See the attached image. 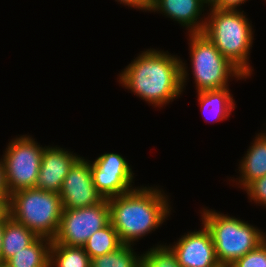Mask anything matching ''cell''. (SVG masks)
<instances>
[{
  "instance_id": "obj_1",
  "label": "cell",
  "mask_w": 266,
  "mask_h": 267,
  "mask_svg": "<svg viewBox=\"0 0 266 267\" xmlns=\"http://www.w3.org/2000/svg\"><path fill=\"white\" fill-rule=\"evenodd\" d=\"M187 71L178 56L150 48L127 65L118 79L122 87L160 108L180 97L188 79Z\"/></svg>"
},
{
  "instance_id": "obj_2",
  "label": "cell",
  "mask_w": 266,
  "mask_h": 267,
  "mask_svg": "<svg viewBox=\"0 0 266 267\" xmlns=\"http://www.w3.org/2000/svg\"><path fill=\"white\" fill-rule=\"evenodd\" d=\"M162 191L157 186H141L107 199L110 222L122 244L134 246L136 240L155 231L168 219L172 207L168 195Z\"/></svg>"
},
{
  "instance_id": "obj_3",
  "label": "cell",
  "mask_w": 266,
  "mask_h": 267,
  "mask_svg": "<svg viewBox=\"0 0 266 267\" xmlns=\"http://www.w3.org/2000/svg\"><path fill=\"white\" fill-rule=\"evenodd\" d=\"M208 8L210 13H207L202 34L245 76H251L249 55L254 37L252 24L244 11Z\"/></svg>"
},
{
  "instance_id": "obj_4",
  "label": "cell",
  "mask_w": 266,
  "mask_h": 267,
  "mask_svg": "<svg viewBox=\"0 0 266 267\" xmlns=\"http://www.w3.org/2000/svg\"><path fill=\"white\" fill-rule=\"evenodd\" d=\"M201 214L202 224L211 233L216 258L221 267H230L266 240V234L262 230L235 216L204 208Z\"/></svg>"
},
{
  "instance_id": "obj_5",
  "label": "cell",
  "mask_w": 266,
  "mask_h": 267,
  "mask_svg": "<svg viewBox=\"0 0 266 267\" xmlns=\"http://www.w3.org/2000/svg\"><path fill=\"white\" fill-rule=\"evenodd\" d=\"M60 195L39 188L21 189L10 194L6 213L36 236L53 240L62 216Z\"/></svg>"
},
{
  "instance_id": "obj_6",
  "label": "cell",
  "mask_w": 266,
  "mask_h": 267,
  "mask_svg": "<svg viewBox=\"0 0 266 267\" xmlns=\"http://www.w3.org/2000/svg\"><path fill=\"white\" fill-rule=\"evenodd\" d=\"M191 69L197 92L228 87L230 77L248 78L202 33H189Z\"/></svg>"
},
{
  "instance_id": "obj_7",
  "label": "cell",
  "mask_w": 266,
  "mask_h": 267,
  "mask_svg": "<svg viewBox=\"0 0 266 267\" xmlns=\"http://www.w3.org/2000/svg\"><path fill=\"white\" fill-rule=\"evenodd\" d=\"M44 147L31 136L12 139L1 158L10 194L36 185Z\"/></svg>"
},
{
  "instance_id": "obj_8",
  "label": "cell",
  "mask_w": 266,
  "mask_h": 267,
  "mask_svg": "<svg viewBox=\"0 0 266 267\" xmlns=\"http://www.w3.org/2000/svg\"><path fill=\"white\" fill-rule=\"evenodd\" d=\"M109 222L110 206L107 199L90 207L63 209L60 225L52 242L83 247L91 235Z\"/></svg>"
},
{
  "instance_id": "obj_9",
  "label": "cell",
  "mask_w": 266,
  "mask_h": 267,
  "mask_svg": "<svg viewBox=\"0 0 266 267\" xmlns=\"http://www.w3.org/2000/svg\"><path fill=\"white\" fill-rule=\"evenodd\" d=\"M63 209L90 207L103 198L92 180L90 160L80 157L70 168L59 192Z\"/></svg>"
},
{
  "instance_id": "obj_10",
  "label": "cell",
  "mask_w": 266,
  "mask_h": 267,
  "mask_svg": "<svg viewBox=\"0 0 266 267\" xmlns=\"http://www.w3.org/2000/svg\"><path fill=\"white\" fill-rule=\"evenodd\" d=\"M202 229L187 232L172 246L181 267H221L217 261L210 231L203 224Z\"/></svg>"
},
{
  "instance_id": "obj_11",
  "label": "cell",
  "mask_w": 266,
  "mask_h": 267,
  "mask_svg": "<svg viewBox=\"0 0 266 267\" xmlns=\"http://www.w3.org/2000/svg\"><path fill=\"white\" fill-rule=\"evenodd\" d=\"M79 158L60 146H44L35 188L59 194L65 177Z\"/></svg>"
},
{
  "instance_id": "obj_12",
  "label": "cell",
  "mask_w": 266,
  "mask_h": 267,
  "mask_svg": "<svg viewBox=\"0 0 266 267\" xmlns=\"http://www.w3.org/2000/svg\"><path fill=\"white\" fill-rule=\"evenodd\" d=\"M205 4L203 0H151L149 11L164 13L185 27L188 33H202L206 18L199 16L207 7Z\"/></svg>"
},
{
  "instance_id": "obj_13",
  "label": "cell",
  "mask_w": 266,
  "mask_h": 267,
  "mask_svg": "<svg viewBox=\"0 0 266 267\" xmlns=\"http://www.w3.org/2000/svg\"><path fill=\"white\" fill-rule=\"evenodd\" d=\"M238 167L240 177L236 178L239 182L237 185L245 189L255 179L266 176V134H256L251 146L242 157Z\"/></svg>"
},
{
  "instance_id": "obj_14",
  "label": "cell",
  "mask_w": 266,
  "mask_h": 267,
  "mask_svg": "<svg viewBox=\"0 0 266 267\" xmlns=\"http://www.w3.org/2000/svg\"><path fill=\"white\" fill-rule=\"evenodd\" d=\"M92 180L97 192L103 199H109L129 192L134 174H117V172L99 171L90 161Z\"/></svg>"
},
{
  "instance_id": "obj_15",
  "label": "cell",
  "mask_w": 266,
  "mask_h": 267,
  "mask_svg": "<svg viewBox=\"0 0 266 267\" xmlns=\"http://www.w3.org/2000/svg\"><path fill=\"white\" fill-rule=\"evenodd\" d=\"M198 102L202 112H210L213 122L223 121L230 117L233 109H235V100L230 94L229 87L218 90H205L197 92ZM207 114V113H205ZM204 114V115H205ZM211 117V119H212ZM210 119L205 121H208ZM212 121V120H211Z\"/></svg>"
},
{
  "instance_id": "obj_16",
  "label": "cell",
  "mask_w": 266,
  "mask_h": 267,
  "mask_svg": "<svg viewBox=\"0 0 266 267\" xmlns=\"http://www.w3.org/2000/svg\"><path fill=\"white\" fill-rule=\"evenodd\" d=\"M52 240L37 237L29 246L9 258L8 267H49Z\"/></svg>"
},
{
  "instance_id": "obj_17",
  "label": "cell",
  "mask_w": 266,
  "mask_h": 267,
  "mask_svg": "<svg viewBox=\"0 0 266 267\" xmlns=\"http://www.w3.org/2000/svg\"><path fill=\"white\" fill-rule=\"evenodd\" d=\"M37 237L38 236H36L26 226L16 222L6 213L5 231L2 241L3 263H5L15 253L29 246Z\"/></svg>"
},
{
  "instance_id": "obj_18",
  "label": "cell",
  "mask_w": 266,
  "mask_h": 267,
  "mask_svg": "<svg viewBox=\"0 0 266 267\" xmlns=\"http://www.w3.org/2000/svg\"><path fill=\"white\" fill-rule=\"evenodd\" d=\"M91 261L83 247L51 243L49 267H91Z\"/></svg>"
},
{
  "instance_id": "obj_19",
  "label": "cell",
  "mask_w": 266,
  "mask_h": 267,
  "mask_svg": "<svg viewBox=\"0 0 266 267\" xmlns=\"http://www.w3.org/2000/svg\"><path fill=\"white\" fill-rule=\"evenodd\" d=\"M123 244L111 222L89 237L83 248L91 259L114 252Z\"/></svg>"
},
{
  "instance_id": "obj_20",
  "label": "cell",
  "mask_w": 266,
  "mask_h": 267,
  "mask_svg": "<svg viewBox=\"0 0 266 267\" xmlns=\"http://www.w3.org/2000/svg\"><path fill=\"white\" fill-rule=\"evenodd\" d=\"M132 247L123 244L114 252L93 258L91 267H140L141 255Z\"/></svg>"
},
{
  "instance_id": "obj_21",
  "label": "cell",
  "mask_w": 266,
  "mask_h": 267,
  "mask_svg": "<svg viewBox=\"0 0 266 267\" xmlns=\"http://www.w3.org/2000/svg\"><path fill=\"white\" fill-rule=\"evenodd\" d=\"M140 267H181L177 256L166 244L159 243L141 254Z\"/></svg>"
},
{
  "instance_id": "obj_22",
  "label": "cell",
  "mask_w": 266,
  "mask_h": 267,
  "mask_svg": "<svg viewBox=\"0 0 266 267\" xmlns=\"http://www.w3.org/2000/svg\"><path fill=\"white\" fill-rule=\"evenodd\" d=\"M91 163L99 171L117 172V174H134L125 158L117 153L101 154L94 162L91 161Z\"/></svg>"
},
{
  "instance_id": "obj_23",
  "label": "cell",
  "mask_w": 266,
  "mask_h": 267,
  "mask_svg": "<svg viewBox=\"0 0 266 267\" xmlns=\"http://www.w3.org/2000/svg\"><path fill=\"white\" fill-rule=\"evenodd\" d=\"M230 267H266V240L256 249L239 258Z\"/></svg>"
},
{
  "instance_id": "obj_24",
  "label": "cell",
  "mask_w": 266,
  "mask_h": 267,
  "mask_svg": "<svg viewBox=\"0 0 266 267\" xmlns=\"http://www.w3.org/2000/svg\"><path fill=\"white\" fill-rule=\"evenodd\" d=\"M244 190L248 194L250 202L253 200L254 203L266 208V176L255 179Z\"/></svg>"
},
{
  "instance_id": "obj_25",
  "label": "cell",
  "mask_w": 266,
  "mask_h": 267,
  "mask_svg": "<svg viewBox=\"0 0 266 267\" xmlns=\"http://www.w3.org/2000/svg\"><path fill=\"white\" fill-rule=\"evenodd\" d=\"M9 198L10 193L8 191V186L6 182L4 165L2 159H0V202L4 203L7 206Z\"/></svg>"
},
{
  "instance_id": "obj_26",
  "label": "cell",
  "mask_w": 266,
  "mask_h": 267,
  "mask_svg": "<svg viewBox=\"0 0 266 267\" xmlns=\"http://www.w3.org/2000/svg\"><path fill=\"white\" fill-rule=\"evenodd\" d=\"M247 0H217L211 7L218 10L238 11V7Z\"/></svg>"
},
{
  "instance_id": "obj_27",
  "label": "cell",
  "mask_w": 266,
  "mask_h": 267,
  "mask_svg": "<svg viewBox=\"0 0 266 267\" xmlns=\"http://www.w3.org/2000/svg\"><path fill=\"white\" fill-rule=\"evenodd\" d=\"M117 2H120V4H124L128 7L132 8H138L139 10L147 11L149 12L151 0H115Z\"/></svg>"
},
{
  "instance_id": "obj_28",
  "label": "cell",
  "mask_w": 266,
  "mask_h": 267,
  "mask_svg": "<svg viewBox=\"0 0 266 267\" xmlns=\"http://www.w3.org/2000/svg\"><path fill=\"white\" fill-rule=\"evenodd\" d=\"M4 231H5V215L0 219V264H3L2 241H3Z\"/></svg>"
},
{
  "instance_id": "obj_29",
  "label": "cell",
  "mask_w": 266,
  "mask_h": 267,
  "mask_svg": "<svg viewBox=\"0 0 266 267\" xmlns=\"http://www.w3.org/2000/svg\"><path fill=\"white\" fill-rule=\"evenodd\" d=\"M6 214V205L0 202V219Z\"/></svg>"
},
{
  "instance_id": "obj_30",
  "label": "cell",
  "mask_w": 266,
  "mask_h": 267,
  "mask_svg": "<svg viewBox=\"0 0 266 267\" xmlns=\"http://www.w3.org/2000/svg\"><path fill=\"white\" fill-rule=\"evenodd\" d=\"M203 1L206 3V5L212 6L217 0H203Z\"/></svg>"
},
{
  "instance_id": "obj_31",
  "label": "cell",
  "mask_w": 266,
  "mask_h": 267,
  "mask_svg": "<svg viewBox=\"0 0 266 267\" xmlns=\"http://www.w3.org/2000/svg\"><path fill=\"white\" fill-rule=\"evenodd\" d=\"M0 267H8L5 263L0 264Z\"/></svg>"
}]
</instances>
